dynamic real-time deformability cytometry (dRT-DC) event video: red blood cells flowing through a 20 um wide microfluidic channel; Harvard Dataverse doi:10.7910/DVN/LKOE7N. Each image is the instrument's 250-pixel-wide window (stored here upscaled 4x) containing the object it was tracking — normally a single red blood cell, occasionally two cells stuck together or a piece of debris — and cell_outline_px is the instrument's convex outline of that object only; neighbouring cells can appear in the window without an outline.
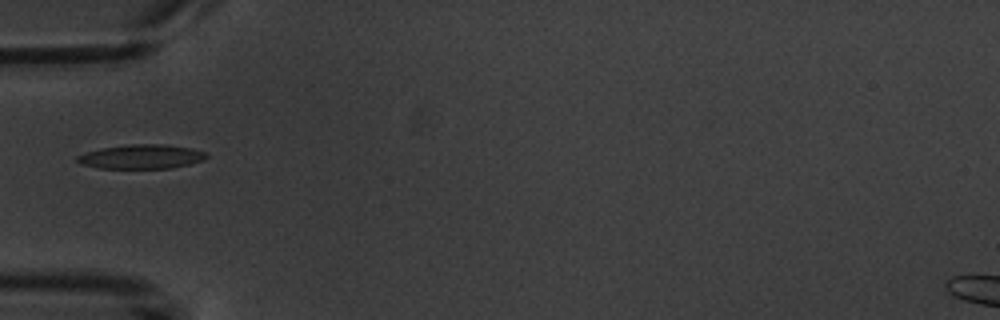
{"species": "common noctule bat (a hibernating species)", "species_latin": "Nyctalus noctula", "temperature_condition": "warm", "stored_images_in_passage": 4, "camera_frame_rate_fps": 3000, "um_per_image_px": 0.085, "animal": {"sex": "male", "body_mass_g": 20.1, "forearm_length_mm": 53.5}, "frame": {"image": 1, "passage_image": 1, "time_ms": 0.0, "image_size_px": [1000, 320], "cell_outline_px": [[208, 156], [204, 160], [172, 168], [100, 168], [80, 164], [76, 160], [76, 156], [100, 148], [128, 144], [164, 144], [192, 148], [204, 152]], "centroid_in_image_um": [12.01, 13.31], "position_along_channel_um": 73.0, "area_um2": 18.21}}
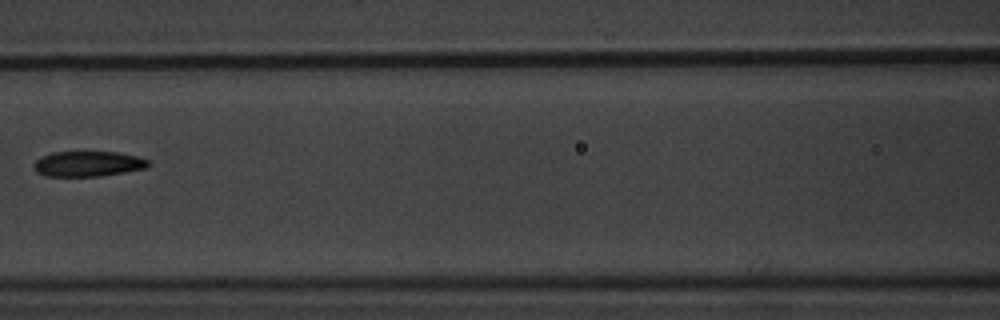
{"frame": {"image": 2, "passage_image": 3, "time_ms": 2.333, "image_size_px": [1000, 320], "cell_outline_px": [[152, 164], [148, 168], [100, 176], [44, 176], [36, 172], [32, 168], [32, 164], [36, 160], [52, 152], [120, 152], [136, 156], [148, 160]], "centroid_in_image_um": [7.48, 13.93], "position_along_channel_um": 159.1, "area_um2": 17.05}}
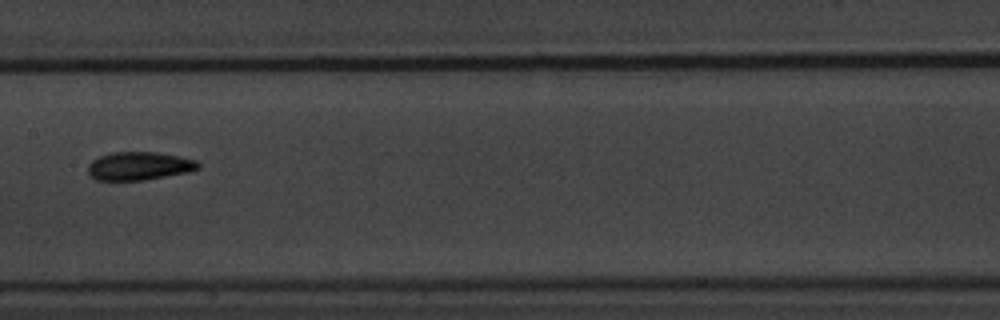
{"frame": {"image": 3, "passage_image": 4, "time_ms": 3.333, "image_size_px": [1000, 320], "cell_outline_px": [[200, 168], [188, 172], [144, 180], [96, 180], [88, 172], [88, 164], [92, 160], [100, 156], [112, 152], [156, 152], [180, 156], [196, 160], [200, 164]], "centroid_in_image_um": [11.84, 14.1], "position_along_channel_um": 195.6, "area_um2": 18.15}}